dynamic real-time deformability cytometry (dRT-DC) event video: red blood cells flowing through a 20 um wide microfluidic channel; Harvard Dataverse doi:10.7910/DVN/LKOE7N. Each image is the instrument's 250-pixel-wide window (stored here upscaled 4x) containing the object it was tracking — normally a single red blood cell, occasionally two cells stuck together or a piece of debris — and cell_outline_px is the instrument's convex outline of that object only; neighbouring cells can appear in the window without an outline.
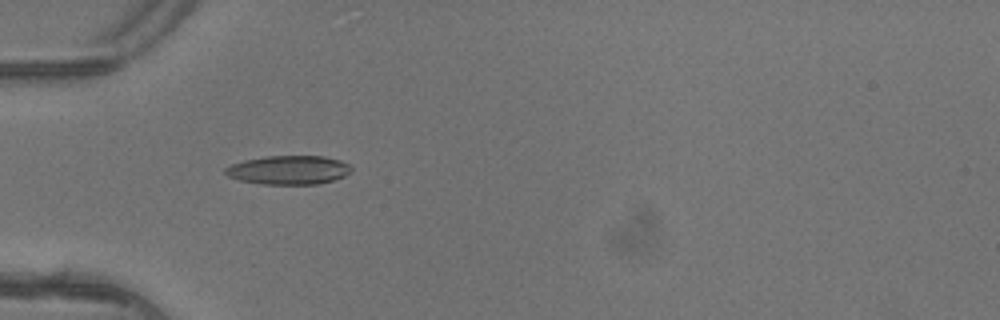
{"species": "common noctule bat (a hibernating species)", "species_latin": "Nyctalus noctula", "temperature_condition": "warm", "stored_images_in_passage": 6, "camera_frame_rate_fps": 3000, "um_per_image_px": 0.085, "animal": {"sex": "female"}, "frame": {"image": 1, "passage_image": 5, "time_ms": 1.333, "image_size_px": [1000, 320], "cell_outline_px": [[352, 172], [344, 176], [320, 184], [264, 184], [240, 180], [228, 176], [224, 172], [224, 168], [232, 164], [244, 160], [264, 156], [324, 156], [340, 160], [352, 164]], "centroid_in_image_um": [24.57, 14.44], "position_along_channel_um": 60.4, "area_um2": 21.33}}
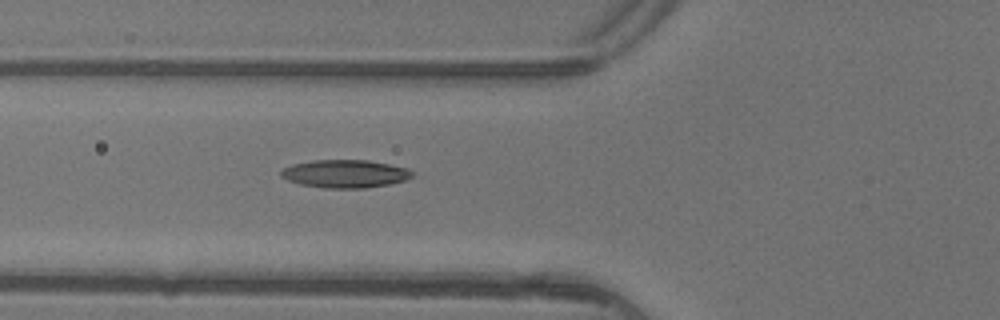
{"frame": {"image": 2, "passage_image": 6, "time_ms": 1.667, "image_size_px": [1000, 320], "cell_outline_px": [[412, 176], [408, 180], [388, 184], [364, 188], [324, 188], [300, 184], [288, 180], [280, 176], [280, 172], [284, 168], [292, 164], [312, 160], [368, 160], [408, 168], [412, 172]], "centroid_in_image_um": [29.32, 14.77], "position_along_channel_um": 96.5, "area_um2": 21.39}}